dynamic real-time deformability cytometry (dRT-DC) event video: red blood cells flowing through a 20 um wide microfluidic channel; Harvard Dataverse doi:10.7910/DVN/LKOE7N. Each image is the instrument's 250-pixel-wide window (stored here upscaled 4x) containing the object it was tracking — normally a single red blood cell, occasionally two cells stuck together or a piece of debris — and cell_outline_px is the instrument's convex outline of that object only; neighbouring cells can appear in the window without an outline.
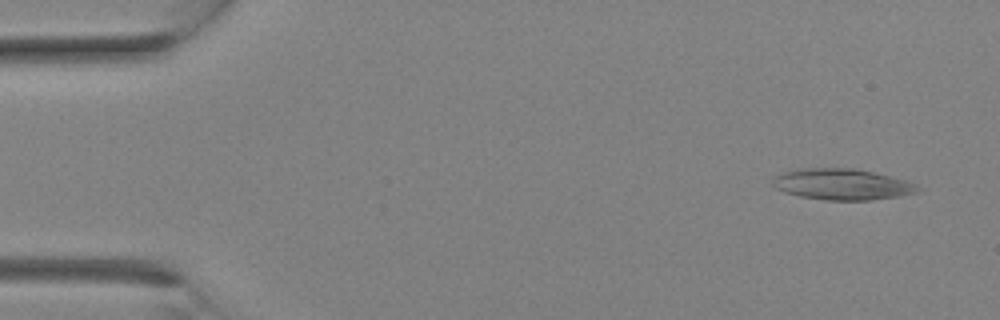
{"species": "Egyptian fruit bat (a non-hibernating species)", "species_latin": "Rousettus aegyptiacus", "temperature_condition": "room temperature", "stored_images_in_passage": 12, "camera_frame_rate_fps": 3000, "um_per_image_px": 0.085, "animal": {"sex": "female"}, "frame": {"image": 1, "passage_image": 2, "time_ms": 0.333, "image_size_px": [1000, 320], "cell_outline_px": [[924, 188], [916, 192], [900, 196], [872, 200], [824, 200], [800, 196], [784, 192], [776, 188], [772, 184], [772, 180], [776, 176], [784, 172], [800, 168], [856, 168], [908, 180]], "centroid_in_image_um": [71.62, 15.66], "position_along_channel_um": 13.4, "area_um2": 26.47}}
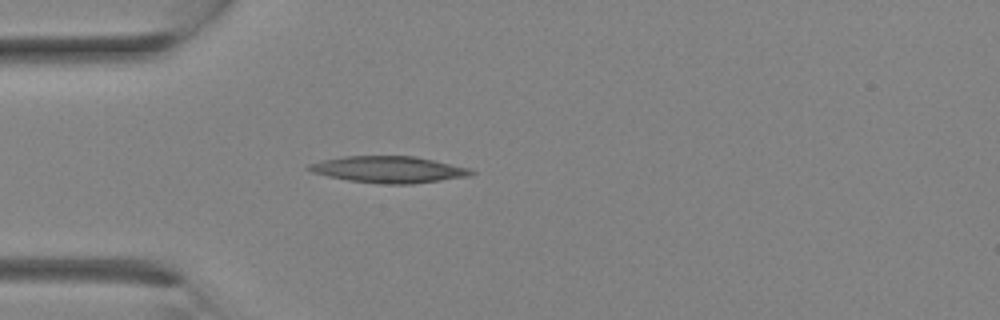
{"frame": {"image": 2, "passage_image": 8, "time_ms": 2.333, "image_size_px": [1000, 320], "cell_outline_px": [[476, 172], [468, 176], [412, 184], [384, 184], [348, 180], [328, 176], [312, 172], [304, 168], [308, 164], [324, 160], [344, 156], [416, 156], [468, 168]], "centroid_in_image_um": [33.0, 14.4], "position_along_channel_um": 52.0, "area_um2": 24.91}}
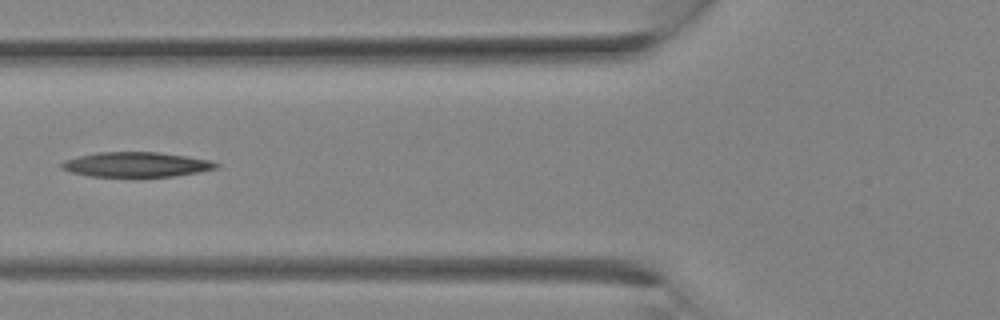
{"frame": {"image": 3, "passage_image": 11, "time_ms": 3.333, "image_size_px": [1000, 320], "cell_outline_px": [[220, 168], [200, 172], [172, 176], [88, 176], [72, 172], [60, 168], [60, 164], [64, 160], [76, 156], [96, 152], [156, 152], [212, 160], [220, 164]], "centroid_in_image_um": [11.58, 13.98], "position_along_channel_um": 114.2, "area_um2": 22.43}}